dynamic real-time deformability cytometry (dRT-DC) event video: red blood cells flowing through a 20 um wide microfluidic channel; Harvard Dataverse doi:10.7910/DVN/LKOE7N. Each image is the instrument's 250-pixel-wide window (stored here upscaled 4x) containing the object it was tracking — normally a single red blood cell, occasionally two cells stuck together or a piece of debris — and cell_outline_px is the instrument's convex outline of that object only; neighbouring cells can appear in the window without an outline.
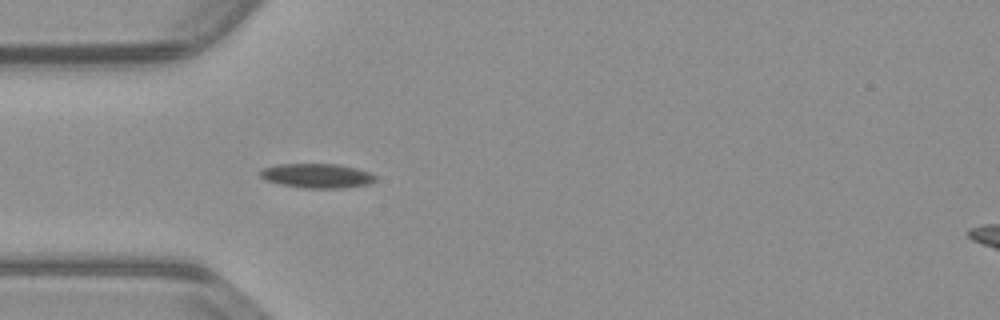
{"species": "common noctule bat (a hibernating species)", "species_latin": "Nyctalus noctula", "temperature_condition": "warm", "stored_images_in_passage": 43, "camera_frame_rate_fps": 3000, "um_per_image_px": 0.085, "animal": {"sex": "male", "body_mass_g": 23.1, "forearm_length_mm": 52.7}, "frame": {"image": 1, "passage_image": 5, "time_ms": 1.333, "image_size_px": [1000, 320], "cell_outline_px": [[376, 180], [368, 184], [344, 188], [304, 188], [280, 184], [264, 180], [260, 176], [260, 172], [264, 168], [276, 164], [340, 164], [372, 172], [376, 176]], "centroid_in_image_um": [26.97, 14.94], "position_along_channel_um": 58.0, "area_um2": 16.53}}
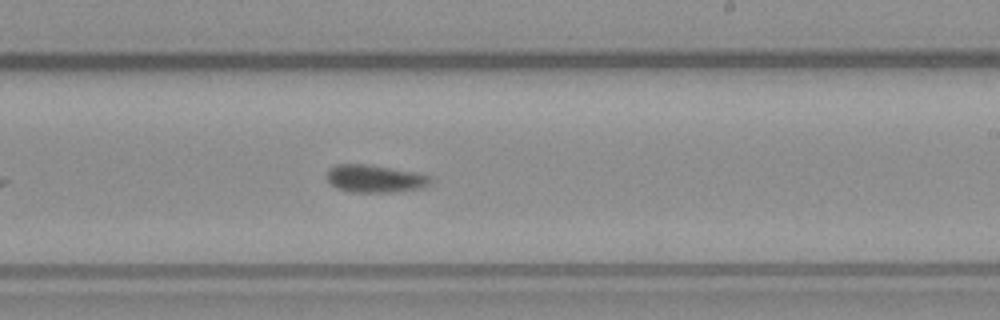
{"frame": {"image": 2, "passage_image": 21, "time_ms": 6.667, "image_size_px": [1000, 320], "cell_outline_px": [[432, 184], [424, 188], [392, 192], [352, 192], [340, 188], [332, 184], [328, 180], [328, 168], [336, 164], [368, 164], [416, 172], [432, 176]], "centroid_in_image_um": [31.95, 15.18], "position_along_channel_um": 257.1, "area_um2": 16.76}}
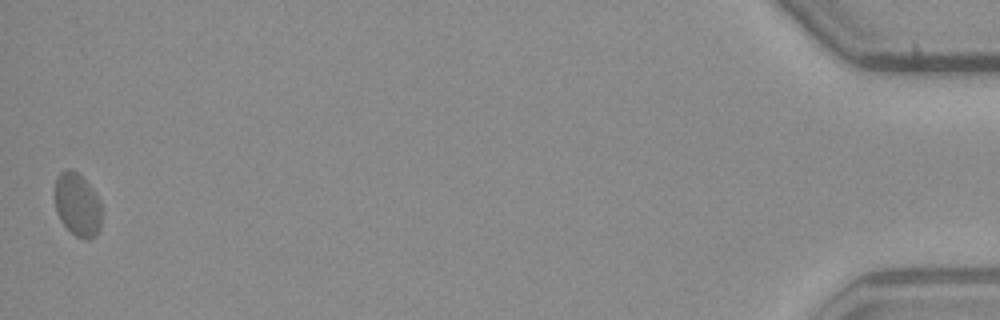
{"frame": {"image": 3, "passage_image": 43, "time_ms": 14.0, "image_size_px": [1000, 320], "cell_outline_px": [[100, 228], [96, 236], [88, 240], [84, 240], [76, 236], [60, 220], [52, 196], [56, 176], [60, 172], [68, 168], [76, 172], [96, 192], [100, 200]], "centroid_in_image_um": [6.55, 17.39], "position_along_channel_um": 428.7, "area_um2": 17.51}}